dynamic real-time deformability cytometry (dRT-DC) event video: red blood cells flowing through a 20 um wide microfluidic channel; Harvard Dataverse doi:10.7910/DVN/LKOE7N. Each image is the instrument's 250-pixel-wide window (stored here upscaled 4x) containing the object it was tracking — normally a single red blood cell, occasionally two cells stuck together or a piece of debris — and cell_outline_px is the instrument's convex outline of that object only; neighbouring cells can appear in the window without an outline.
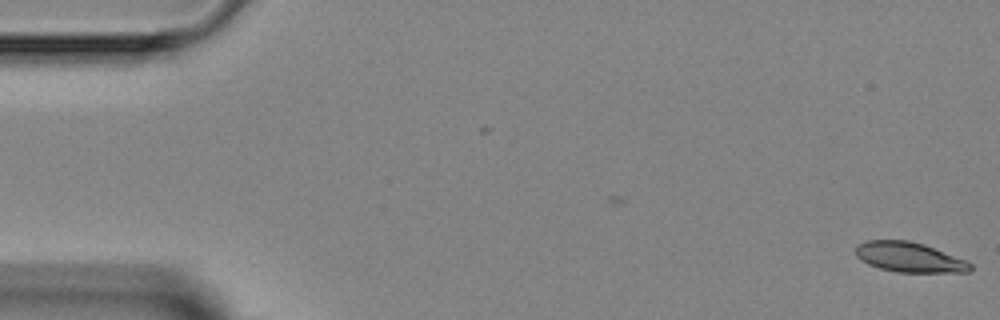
{"species": "Egyptian fruit bat (a non-hibernating species)", "species_latin": "Rousettus aegyptiacus", "temperature_condition": "room temperature", "stored_images_in_passage": 2, "camera_frame_rate_fps": 3000, "um_per_image_px": 0.085, "animal": {"sex": "female"}, "frame": {"image": 1, "passage_image": 2, "time_ms": 1.0, "image_size_px": [1000, 320], "cell_outline_px": [[972, 268], [968, 272], [896, 272], [880, 268], [868, 264], [860, 260], [856, 256], [856, 244], [868, 240], [908, 240], [924, 244], [968, 260], [972, 264]], "centroid_in_image_um": [77.3, 21.86], "position_along_channel_um": 7.7, "area_um2": 20.17}}